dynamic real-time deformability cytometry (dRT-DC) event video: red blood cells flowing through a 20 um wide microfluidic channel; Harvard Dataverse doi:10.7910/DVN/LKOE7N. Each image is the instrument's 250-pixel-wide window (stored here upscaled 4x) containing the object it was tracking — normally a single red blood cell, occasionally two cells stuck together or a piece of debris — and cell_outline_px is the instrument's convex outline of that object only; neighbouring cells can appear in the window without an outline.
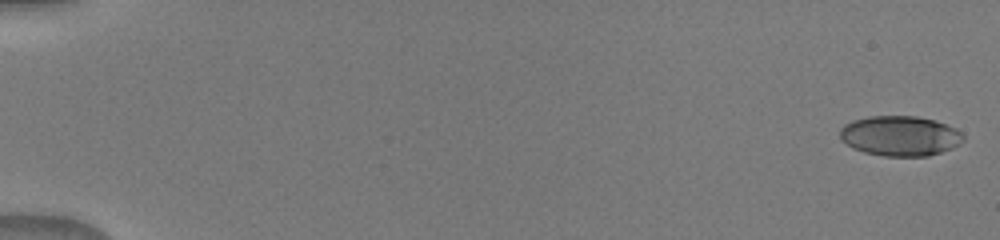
{"species": "human", "species_latin": "Homo sapiens", "temperature_condition": "warm", "stored_images_in_passage": 51, "camera_frame_rate_fps": 3000, "um_per_image_px": 0.085, "donor": {"sex": "male"}, "frame": {"image": 1, "passage_image": 1, "time_ms": 0.0, "image_size_px": [1000, 240], "cell_outline_px": [[964, 140], [952, 148], [928, 156], [884, 156], [864, 152], [852, 148], [840, 140], [840, 128], [844, 124], [852, 120], [868, 116], [916, 116], [936, 120], [956, 128], [964, 136]], "centroid_in_image_um": [76.48, 11.54], "position_along_channel_um": 8.5, "area_um2": 29.02}}
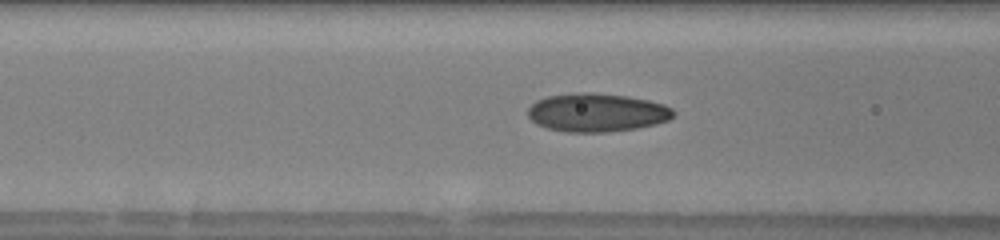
{"frame": {"image": 2, "passage_image": 22, "time_ms": 7.0, "image_size_px": [1000, 240], "cell_outline_px": [[676, 112], [668, 120], [656, 124], [636, 128], [608, 132], [564, 132], [548, 128], [536, 124], [528, 116], [528, 108], [536, 100], [548, 96], [576, 92], [592, 92], [628, 96], [648, 100], [664, 104], [672, 108]], "centroid_in_image_um": [50.73, 9.56], "position_along_channel_um": 115.9, "area_um2": 32.77}}
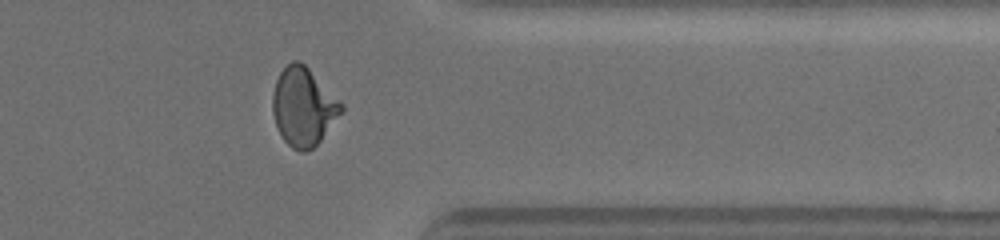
{"frame": {"image": 3, "passage_image": 42, "time_ms": 13.667, "image_size_px": [1000, 240], "cell_outline_px": [[344, 112], [320, 140], [312, 148], [304, 152], [300, 152], [292, 148], [284, 140], [276, 124], [272, 112], [272, 96], [276, 80], [280, 72], [292, 60], [300, 60], [344, 104]], "centroid_in_image_um": [25.8, 9.07], "position_along_channel_um": 385.6, "area_um2": 31.27}}